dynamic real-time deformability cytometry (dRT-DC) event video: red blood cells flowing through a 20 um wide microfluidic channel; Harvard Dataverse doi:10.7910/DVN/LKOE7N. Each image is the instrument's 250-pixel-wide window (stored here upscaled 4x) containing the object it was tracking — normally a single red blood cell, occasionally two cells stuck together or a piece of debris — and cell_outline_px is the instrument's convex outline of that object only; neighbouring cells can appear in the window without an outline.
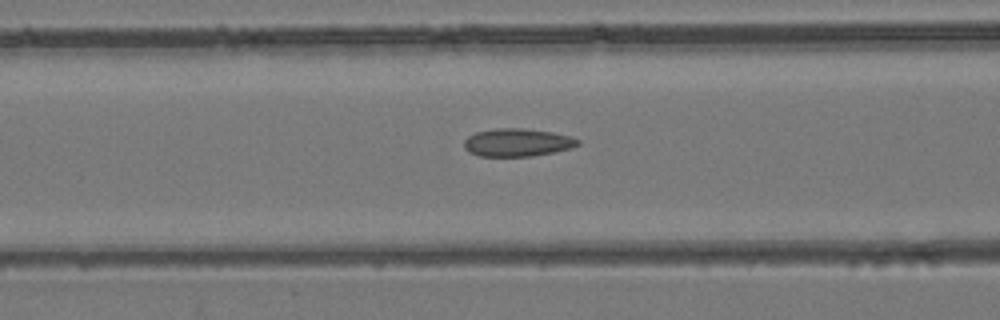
{"species": "common noctule bat (a hibernating species)", "species_latin": "Nyctalus noctula", "temperature_condition": "room temperature", "stored_images_in_passage": 44, "camera_frame_rate_fps": 3000, "um_per_image_px": 0.085, "animal": {"sex": "female", "body_mass_g": 24.6, "forearm_length_mm": 56.2}, "frame": {"image": 1, "passage_image": 15, "time_ms": 4.667, "image_size_px": [1000, 320], "cell_outline_px": [[580, 144], [572, 148], [556, 152], [532, 156], [480, 156], [468, 152], [464, 148], [464, 140], [468, 136], [476, 132], [496, 128], [524, 128], [552, 132], [572, 136], [580, 140]], "centroid_in_image_um": [44.0, 12.11], "position_along_channel_um": 122.6, "area_um2": 18.73}}
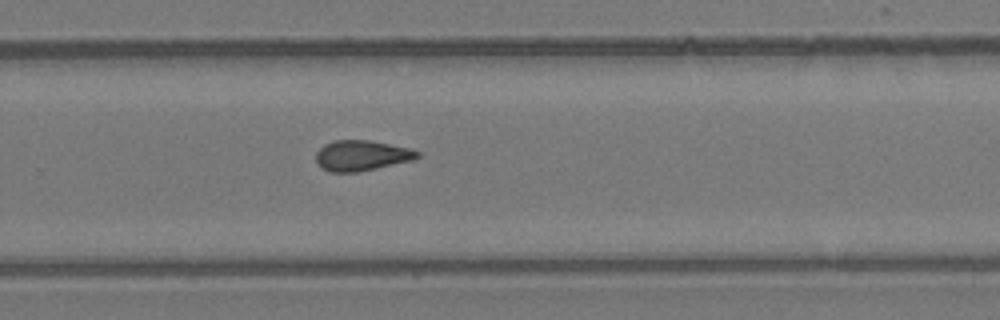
{"frame": {"image": 2, "passage_image": 27, "time_ms": 8.667, "image_size_px": [1000, 320], "cell_outline_px": [[420, 156], [412, 160], [360, 172], [332, 172], [320, 168], [316, 164], [316, 152], [324, 144], [332, 140], [368, 140], [412, 148], [420, 152]], "centroid_in_image_um": [30.72, 13.22], "position_along_channel_um": 299.1, "area_um2": 18.21}}
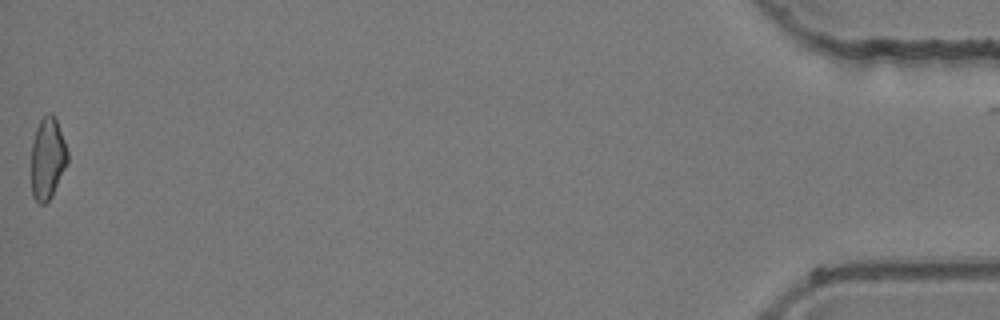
{"frame": {"image": 3, "passage_image": 43, "time_ms": 14.0, "image_size_px": [1000, 320], "cell_outline_px": [[68, 160], [52, 196], [44, 204], [40, 204], [32, 196], [32, 140], [36, 128], [40, 120], [48, 112], [52, 112], [56, 116], [68, 152]], "centroid_in_image_um": [4.04, 13.42], "position_along_channel_um": 431.2, "area_um2": 17.28}}